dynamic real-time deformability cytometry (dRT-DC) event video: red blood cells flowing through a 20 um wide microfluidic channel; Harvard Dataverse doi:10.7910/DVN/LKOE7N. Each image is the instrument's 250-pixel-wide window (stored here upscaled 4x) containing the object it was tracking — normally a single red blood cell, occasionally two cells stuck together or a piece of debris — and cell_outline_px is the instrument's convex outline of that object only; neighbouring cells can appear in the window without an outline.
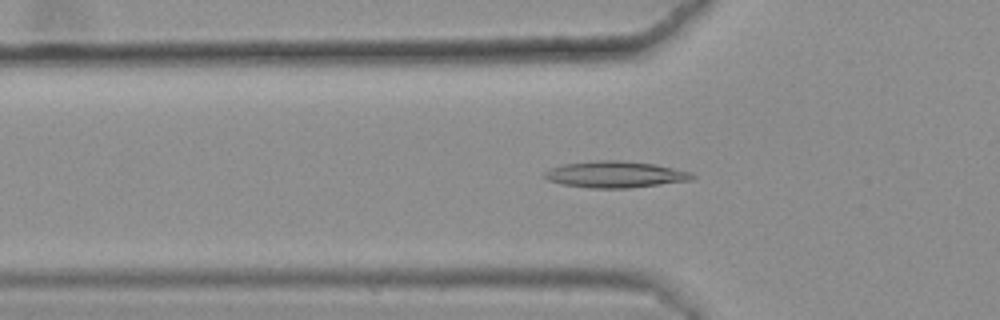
{"species": "common noctule bat (a hibernating species)", "species_latin": "Nyctalus noctula", "temperature_condition": "warm", "stored_images_in_passage": 43, "camera_frame_rate_fps": 3000, "um_per_image_px": 0.085, "animal": {"sex": "female", "body_mass_g": 25.1}, "frame": {"image": 1, "passage_image": 14, "time_ms": 4.333, "image_size_px": [1000, 320], "cell_outline_px": [[696, 176], [692, 180], [628, 188], [588, 188], [560, 184], [548, 180], [544, 176], [544, 172], [548, 168], [564, 164], [596, 160], [620, 160], [656, 164], [692, 172]], "centroid_in_image_um": [52.28, 14.82], "position_along_channel_um": 73.5, "area_um2": 22.95}}
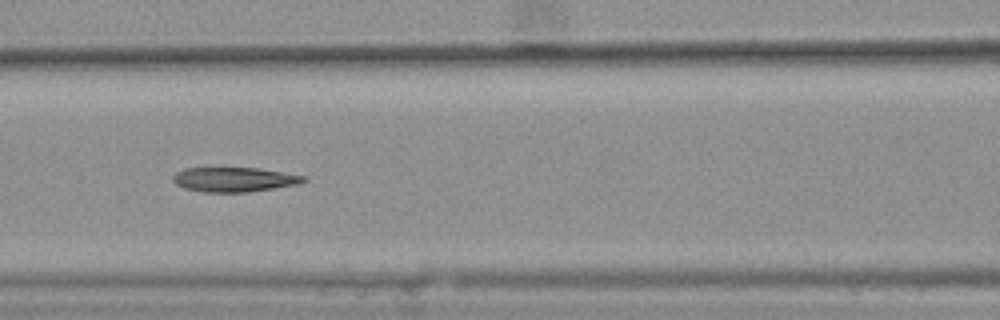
{"frame": {"image": 2, "passage_image": 20, "time_ms": 6.333, "image_size_px": [1000, 320], "cell_outline_px": [[308, 180], [296, 184], [248, 192], [204, 192], [184, 188], [176, 184], [172, 180], [172, 176], [176, 172], [184, 168], [260, 168], [308, 176]], "centroid_in_image_um": [19.91, 15.25], "position_along_channel_um": 146.7, "area_um2": 18.73}}
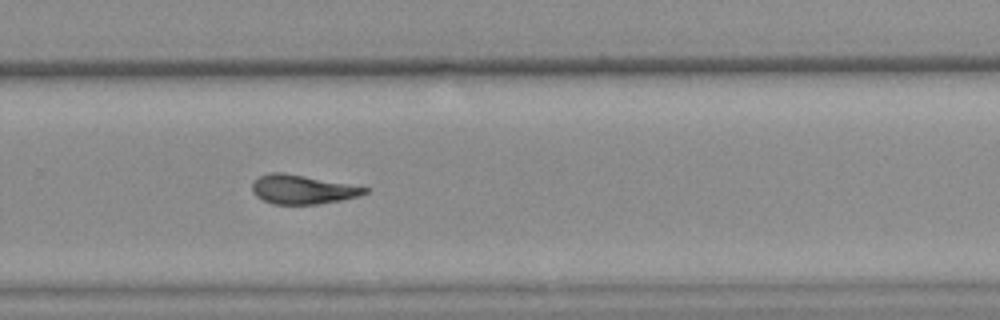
{"frame": {"image": 3, "passage_image": 33, "time_ms": 10.667, "image_size_px": [1000, 320], "cell_outline_px": [[368, 192], [360, 196], [340, 200], [316, 204], [272, 204], [256, 196], [252, 192], [252, 184], [260, 176], [268, 172], [280, 172], [304, 176], [368, 188]], "centroid_in_image_um": [25.67, 16.11], "position_along_channel_um": 304.1, "area_um2": 18.73}, "authors_computed_cell_mechanics": {"area_um2": 19.652, "velocity_mm_per_s": 3.6426, "shape_relaxation_time_tau1_ms": null, "shape_relaxation_time_tau2_ms": 3.6914, "deformation_change_tau1": null, "deformation_change_tau2": 0.122}}